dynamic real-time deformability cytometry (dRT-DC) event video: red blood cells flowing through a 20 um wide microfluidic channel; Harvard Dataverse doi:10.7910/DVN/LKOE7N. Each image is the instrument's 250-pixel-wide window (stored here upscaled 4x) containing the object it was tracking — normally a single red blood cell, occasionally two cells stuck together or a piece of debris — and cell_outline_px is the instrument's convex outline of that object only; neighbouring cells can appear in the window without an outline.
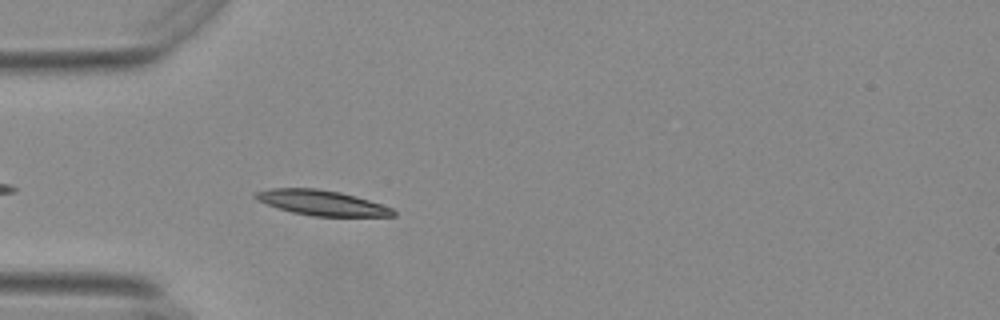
{"species": "Egyptian fruit bat (a non-hibernating species)", "species_latin": "Rousettus aegyptiacus", "temperature_condition": "warm", "stored_images_in_passage": 9, "camera_frame_rate_fps": 3000, "um_per_image_px": 0.085, "animal": {"sex": "female"}, "frame": {"image": 1, "passage_image": 4, "time_ms": 1.0, "image_size_px": [1000, 320], "cell_outline_px": [[396, 216], [312, 216], [292, 212], [256, 200], [252, 196], [256, 192], [272, 188], [316, 188], [340, 192], [368, 200], [392, 208], [396, 212]], "centroid_in_image_um": [27.34, 17.23], "position_along_channel_um": 57.7, "area_um2": 19.94}}